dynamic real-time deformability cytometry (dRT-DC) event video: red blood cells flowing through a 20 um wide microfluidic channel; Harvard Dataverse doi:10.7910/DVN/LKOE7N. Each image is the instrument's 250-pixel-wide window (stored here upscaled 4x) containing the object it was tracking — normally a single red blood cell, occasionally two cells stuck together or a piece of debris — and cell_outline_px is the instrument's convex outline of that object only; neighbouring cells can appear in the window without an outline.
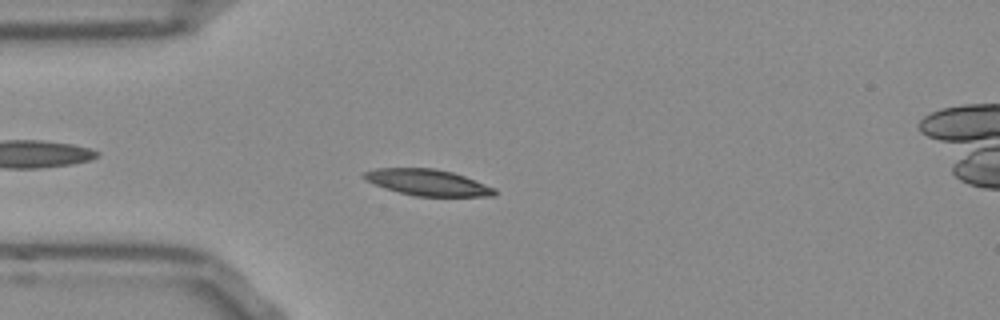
{"species": "Egyptian fruit bat (a non-hibernating species)", "species_latin": "Rousettus aegyptiacus", "temperature_condition": "room temperature", "stored_images_in_passage": 50, "camera_frame_rate_fps": 3000, "um_per_image_px": 0.085, "frame": {"image": 1, "passage_image": 11, "time_ms": 3.333, "image_size_px": [1000, 320], "cell_outline_px": [[496, 196], [416, 196], [384, 188], [364, 180], [360, 176], [364, 172], [376, 168], [436, 168], [452, 172], [464, 176], [496, 188]], "centroid_in_image_um": [36.32, 15.5], "position_along_channel_um": 48.7, "area_um2": 20.0}}
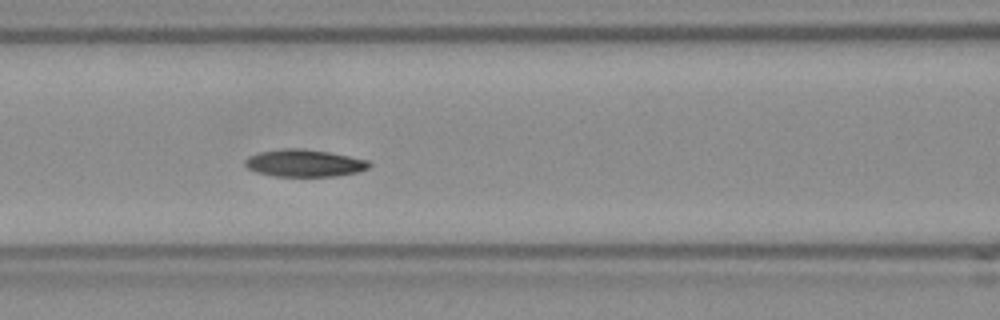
{"frame": {"image": 2, "passage_image": 19, "time_ms": 6.0, "image_size_px": [1000, 320], "cell_outline_px": [[372, 164], [368, 168], [356, 172], [336, 176], [276, 176], [256, 172], [248, 168], [244, 164], [244, 160], [248, 156], [260, 152], [284, 148], [300, 148], [328, 152], [368, 160]], "centroid_in_image_um": [25.85, 13.86], "position_along_channel_um": 140.8, "area_um2": 19.59}}
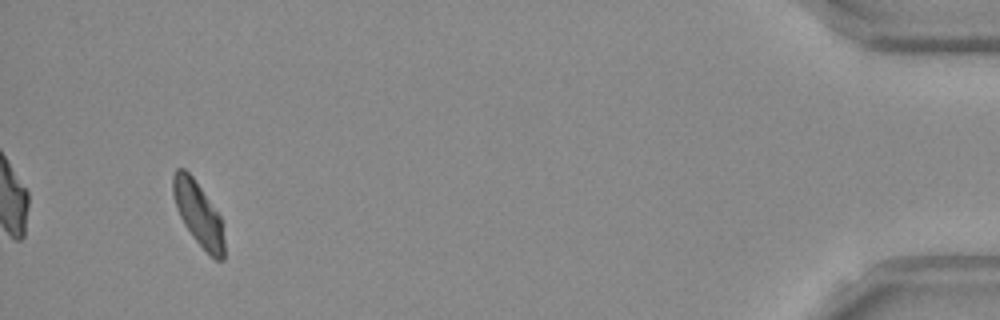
{"frame": {"image": 3, "passage_image": 47, "time_ms": 15.333, "image_size_px": [1000, 320], "cell_outline_px": [[224, 260], [216, 260], [192, 236], [184, 224], [176, 208], [172, 192], [172, 176], [176, 168], [184, 168], [192, 176], [220, 216], [224, 240]], "centroid_in_image_um": [16.83, 18.14], "position_along_channel_um": 418.4, "area_um2": 18.73}, "authors_computed_cell_mechanics": {"area_um2": 19.3341, "velocity_mm_per_s": 3.8172, "shape_relaxation_time_tau1_ms": 6.3643, "shape_relaxation_time_tau2_ms": 7.4519, "deformation_change_tau1": 0.1419, "deformation_change_tau2": 0.124}}